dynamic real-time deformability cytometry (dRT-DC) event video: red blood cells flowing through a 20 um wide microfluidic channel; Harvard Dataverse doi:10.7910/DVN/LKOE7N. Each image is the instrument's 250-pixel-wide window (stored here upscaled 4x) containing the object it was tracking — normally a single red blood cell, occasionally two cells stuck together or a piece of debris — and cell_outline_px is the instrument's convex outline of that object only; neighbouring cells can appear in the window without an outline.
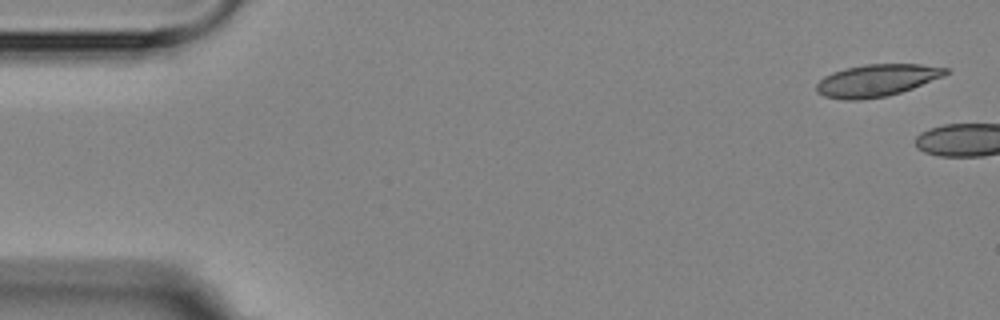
{"species": "Egyptian fruit bat (a non-hibernating species)", "species_latin": "Rousettus aegyptiacus", "temperature_condition": "room temperature", "stored_images_in_passage": 4, "camera_frame_rate_fps": 3000, "um_per_image_px": 0.085, "animal": {"sex": "female"}, "frame": {"image": 1, "passage_image": 1, "time_ms": 0.0, "image_size_px": [1000, 320], "cell_outline_px": [[948, 72], [944, 76], [912, 88], [888, 96], [860, 100], [844, 100], [824, 96], [816, 92], [816, 84], [824, 76], [832, 72], [844, 68], [864, 64], [920, 64], [948, 68]], "centroid_in_image_um": [74.49, 6.83], "position_along_channel_um": 10.5, "area_um2": 24.28}}